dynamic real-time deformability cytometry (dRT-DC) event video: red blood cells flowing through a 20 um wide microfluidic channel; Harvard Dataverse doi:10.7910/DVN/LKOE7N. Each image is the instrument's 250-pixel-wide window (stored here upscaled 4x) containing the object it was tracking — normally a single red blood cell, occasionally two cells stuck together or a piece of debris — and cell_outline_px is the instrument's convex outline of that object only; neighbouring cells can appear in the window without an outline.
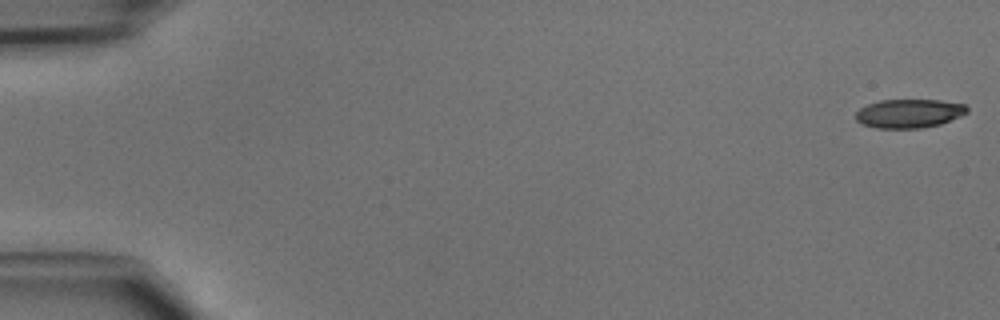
{"species": "common noctule bat (a hibernating species)", "species_latin": "Nyctalus noctula", "temperature_condition": "cold", "stored_images_in_passage": 47, "camera_frame_rate_fps": 3000, "um_per_image_px": 0.085, "animal": {"sex": "male", "body_mass_g": 15.6}, "frame": {"image": 1, "passage_image": 1, "time_ms": 0.0, "image_size_px": [1000, 320], "cell_outline_px": [[968, 112], [960, 116], [940, 124], [920, 128], [876, 128], [864, 124], [856, 120], [856, 112], [860, 108], [868, 104], [880, 100], [940, 100], [964, 104], [968, 108]], "centroid_in_image_um": [77.27, 9.64], "position_along_channel_um": 7.7, "area_um2": 18.55}}
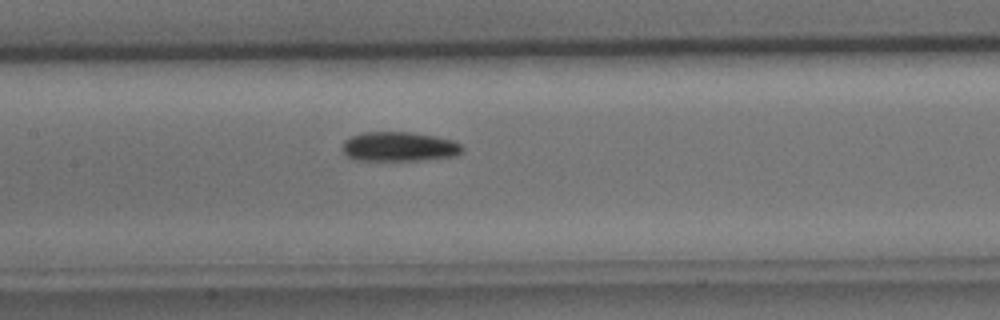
{"frame": {"image": 2, "passage_image": 23, "time_ms": 7.333, "image_size_px": [1000, 320], "cell_outline_px": [[464, 152], [456, 156], [420, 160], [356, 160], [348, 156], [340, 148], [344, 140], [352, 136], [364, 132], [412, 132], [436, 136], [452, 140], [460, 144], [464, 148]], "centroid_in_image_um": [33.94, 12.46], "position_along_channel_um": 173.5, "area_um2": 20.75}}
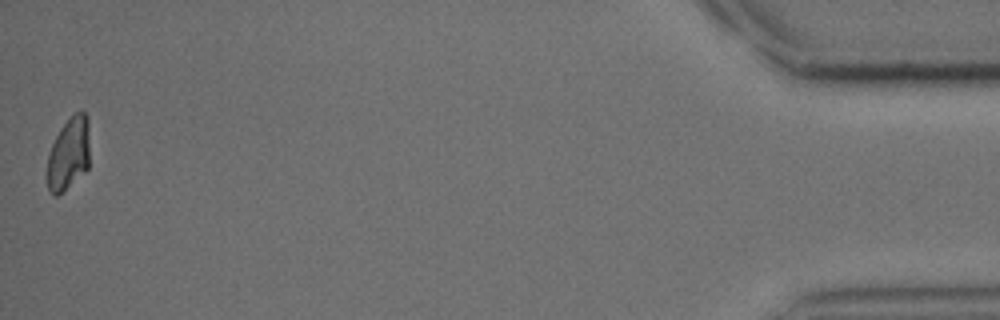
{"frame": {"image": 3, "passage_image": 47, "time_ms": 15.333, "image_size_px": [1000, 320], "cell_outline_px": [[88, 168], [64, 192], [56, 196], [48, 192], [44, 172], [48, 156], [52, 144], [60, 128], [72, 112], [84, 112], [88, 116]], "centroid_in_image_um": [5.78, 13.11], "position_along_channel_um": 429.4, "area_um2": 18.55}}